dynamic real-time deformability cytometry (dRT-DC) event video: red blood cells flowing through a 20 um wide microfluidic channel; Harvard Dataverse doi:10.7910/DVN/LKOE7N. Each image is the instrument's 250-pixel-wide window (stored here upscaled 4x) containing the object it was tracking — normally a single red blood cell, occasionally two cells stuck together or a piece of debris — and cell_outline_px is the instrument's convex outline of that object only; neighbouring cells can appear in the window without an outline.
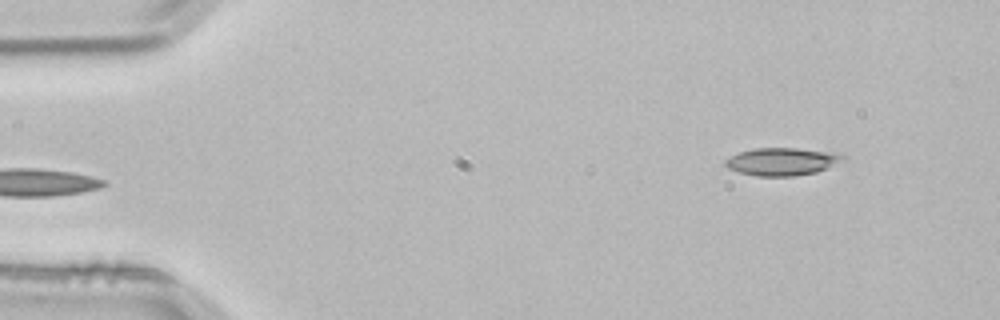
{"species": "common noctule bat (a hibernating species)", "species_latin": "Nyctalus noctula", "temperature_condition": "room temperature", "stored_images_in_passage": 3, "segment_of_instrument_passage": [2, 2], "camera_frame_rate_fps": 3000, "um_per_image_px": 0.085, "animal": {"sex": "male", "body_mass_g": 21.5, "forearm_length_mm": 52.0}, "frame": {"image": 1, "passage_image": 3, "time_ms": 0.667, "image_size_px": [1000, 320], "cell_outline_px": [[848, 160], [816, 172], [792, 176], [756, 176], [740, 172], [728, 168], [724, 164], [724, 160], [740, 152], [752, 148], [796, 148], [836, 152], [844, 156]], "centroid_in_image_um": [66.51, 13.72], "position_along_channel_um": 18.5, "area_um2": 19.07}}